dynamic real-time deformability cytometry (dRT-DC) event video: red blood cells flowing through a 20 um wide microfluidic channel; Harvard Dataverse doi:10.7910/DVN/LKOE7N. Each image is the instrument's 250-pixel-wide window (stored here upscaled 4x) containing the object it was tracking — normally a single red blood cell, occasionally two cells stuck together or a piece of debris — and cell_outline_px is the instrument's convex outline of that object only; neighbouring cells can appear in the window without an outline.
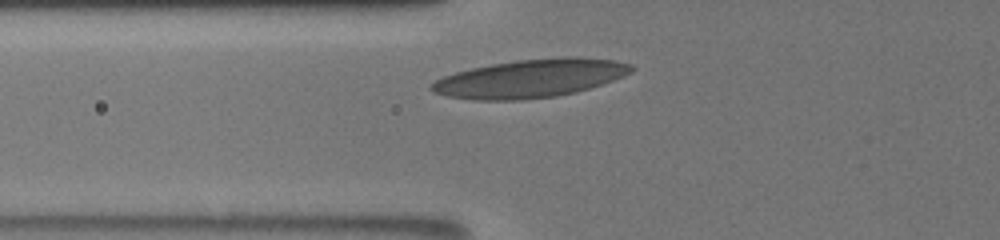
{"species": "human", "species_latin": "Homo sapiens", "temperature_condition": "room temperature", "stored_images_in_passage": 13, "camera_frame_rate_fps": 3000, "um_per_image_px": 0.085, "donor": {"sex": "male"}, "frame": {"image": 1, "passage_image": 10, "time_ms": 1.333, "image_size_px": [1000, 240], "cell_outline_px": [[636, 68], [632, 72], [624, 76], [576, 92], [556, 96], [524, 100], [472, 100], [444, 96], [432, 92], [428, 88], [436, 80], [444, 76], [456, 72], [472, 68], [492, 64], [516, 60], [568, 56], [576, 56], [616, 60], [632, 64]], "centroid_in_image_um": [45.08, 6.66], "position_along_channel_um": 80.7, "area_um2": 44.8}}